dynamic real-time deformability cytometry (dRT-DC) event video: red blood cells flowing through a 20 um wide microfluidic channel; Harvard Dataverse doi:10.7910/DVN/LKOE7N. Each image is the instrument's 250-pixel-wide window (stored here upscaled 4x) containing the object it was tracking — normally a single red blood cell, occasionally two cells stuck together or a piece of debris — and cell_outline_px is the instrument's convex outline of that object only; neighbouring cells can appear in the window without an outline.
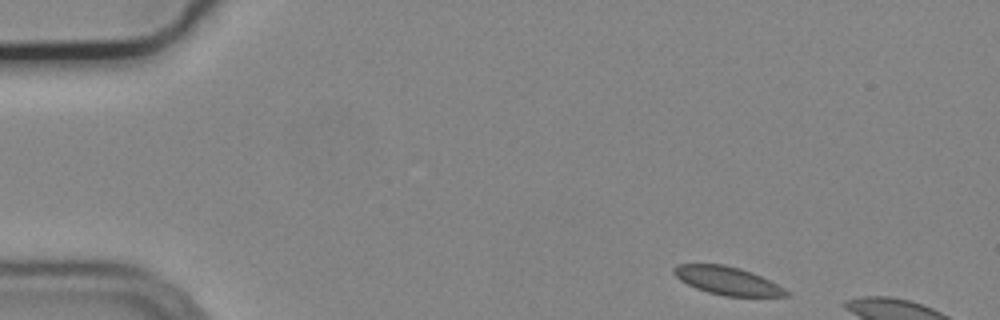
{"species": "common noctule bat (a hibernating species)", "species_latin": "Nyctalus noctula", "temperature_condition": "cold", "stored_images_in_passage": 7, "camera_frame_rate_fps": 3000, "um_per_image_px": 0.085, "animal": {"sex": "male", "body_mass_g": 19.2, "forearm_length_mm": 51.8}, "frame": {"image": 1, "passage_image": 1, "time_ms": 0.0, "image_size_px": [1000, 320], "cell_outline_px": [[792, 296], [724, 296], [708, 292], [696, 288], [680, 280], [672, 272], [672, 268], [680, 264], [724, 264], [740, 268], [752, 272], [792, 292]], "centroid_in_image_um": [61.84, 23.86], "position_along_channel_um": 23.2, "area_um2": 18.38}}